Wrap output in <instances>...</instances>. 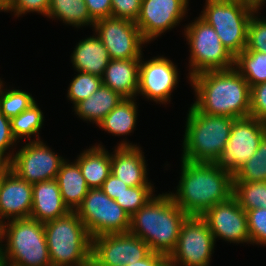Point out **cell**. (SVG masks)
<instances>
[{"label":"cell","instance_id":"cell-41","mask_svg":"<svg viewBox=\"0 0 266 266\" xmlns=\"http://www.w3.org/2000/svg\"><path fill=\"white\" fill-rule=\"evenodd\" d=\"M91 266H117V265H107L102 264L93 254L90 259ZM119 266H169V259L167 255L150 252L144 259L139 260L135 263Z\"/></svg>","mask_w":266,"mask_h":266},{"label":"cell","instance_id":"cell-27","mask_svg":"<svg viewBox=\"0 0 266 266\" xmlns=\"http://www.w3.org/2000/svg\"><path fill=\"white\" fill-rule=\"evenodd\" d=\"M47 17L79 28L95 23L84 0H51Z\"/></svg>","mask_w":266,"mask_h":266},{"label":"cell","instance_id":"cell-44","mask_svg":"<svg viewBox=\"0 0 266 266\" xmlns=\"http://www.w3.org/2000/svg\"><path fill=\"white\" fill-rule=\"evenodd\" d=\"M10 170V161L5 157H0V180Z\"/></svg>","mask_w":266,"mask_h":266},{"label":"cell","instance_id":"cell-28","mask_svg":"<svg viewBox=\"0 0 266 266\" xmlns=\"http://www.w3.org/2000/svg\"><path fill=\"white\" fill-rule=\"evenodd\" d=\"M234 68L250 87L266 82V53L243 50L235 57Z\"/></svg>","mask_w":266,"mask_h":266},{"label":"cell","instance_id":"cell-25","mask_svg":"<svg viewBox=\"0 0 266 266\" xmlns=\"http://www.w3.org/2000/svg\"><path fill=\"white\" fill-rule=\"evenodd\" d=\"M124 99L109 87L101 85L89 98L73 108L78 117L98 125Z\"/></svg>","mask_w":266,"mask_h":266},{"label":"cell","instance_id":"cell-17","mask_svg":"<svg viewBox=\"0 0 266 266\" xmlns=\"http://www.w3.org/2000/svg\"><path fill=\"white\" fill-rule=\"evenodd\" d=\"M214 240L222 238L230 243H250L247 213L232 196L209 208L202 216Z\"/></svg>","mask_w":266,"mask_h":266},{"label":"cell","instance_id":"cell-1","mask_svg":"<svg viewBox=\"0 0 266 266\" xmlns=\"http://www.w3.org/2000/svg\"><path fill=\"white\" fill-rule=\"evenodd\" d=\"M181 176L174 202L188 216H202L233 196V175L216 163L181 160Z\"/></svg>","mask_w":266,"mask_h":266},{"label":"cell","instance_id":"cell-12","mask_svg":"<svg viewBox=\"0 0 266 266\" xmlns=\"http://www.w3.org/2000/svg\"><path fill=\"white\" fill-rule=\"evenodd\" d=\"M93 29L110 59H140L142 46L148 43L136 23L127 19H101L94 23Z\"/></svg>","mask_w":266,"mask_h":266},{"label":"cell","instance_id":"cell-37","mask_svg":"<svg viewBox=\"0 0 266 266\" xmlns=\"http://www.w3.org/2000/svg\"><path fill=\"white\" fill-rule=\"evenodd\" d=\"M111 17L137 21L142 0H111Z\"/></svg>","mask_w":266,"mask_h":266},{"label":"cell","instance_id":"cell-19","mask_svg":"<svg viewBox=\"0 0 266 266\" xmlns=\"http://www.w3.org/2000/svg\"><path fill=\"white\" fill-rule=\"evenodd\" d=\"M111 152V173L129 187L152 186L147 178L144 154L137 144L121 141Z\"/></svg>","mask_w":266,"mask_h":266},{"label":"cell","instance_id":"cell-46","mask_svg":"<svg viewBox=\"0 0 266 266\" xmlns=\"http://www.w3.org/2000/svg\"><path fill=\"white\" fill-rule=\"evenodd\" d=\"M265 1H266V0H260V1L256 4V7L258 8V10L261 9L260 7H261L262 5H264V3H266Z\"/></svg>","mask_w":266,"mask_h":266},{"label":"cell","instance_id":"cell-42","mask_svg":"<svg viewBox=\"0 0 266 266\" xmlns=\"http://www.w3.org/2000/svg\"><path fill=\"white\" fill-rule=\"evenodd\" d=\"M91 18L96 22L111 17V0H84Z\"/></svg>","mask_w":266,"mask_h":266},{"label":"cell","instance_id":"cell-6","mask_svg":"<svg viewBox=\"0 0 266 266\" xmlns=\"http://www.w3.org/2000/svg\"><path fill=\"white\" fill-rule=\"evenodd\" d=\"M52 266H89L92 237L75 211L44 223Z\"/></svg>","mask_w":266,"mask_h":266},{"label":"cell","instance_id":"cell-4","mask_svg":"<svg viewBox=\"0 0 266 266\" xmlns=\"http://www.w3.org/2000/svg\"><path fill=\"white\" fill-rule=\"evenodd\" d=\"M4 240L6 244L1 243ZM0 243V266H52L44 224L35 219L5 221Z\"/></svg>","mask_w":266,"mask_h":266},{"label":"cell","instance_id":"cell-36","mask_svg":"<svg viewBox=\"0 0 266 266\" xmlns=\"http://www.w3.org/2000/svg\"><path fill=\"white\" fill-rule=\"evenodd\" d=\"M250 244L266 245V209L246 211Z\"/></svg>","mask_w":266,"mask_h":266},{"label":"cell","instance_id":"cell-39","mask_svg":"<svg viewBox=\"0 0 266 266\" xmlns=\"http://www.w3.org/2000/svg\"><path fill=\"white\" fill-rule=\"evenodd\" d=\"M51 0H15L8 11L14 12L15 16H21L29 12H36L44 16L48 15Z\"/></svg>","mask_w":266,"mask_h":266},{"label":"cell","instance_id":"cell-34","mask_svg":"<svg viewBox=\"0 0 266 266\" xmlns=\"http://www.w3.org/2000/svg\"><path fill=\"white\" fill-rule=\"evenodd\" d=\"M153 186L128 187L115 201L131 217L154 196Z\"/></svg>","mask_w":266,"mask_h":266},{"label":"cell","instance_id":"cell-45","mask_svg":"<svg viewBox=\"0 0 266 266\" xmlns=\"http://www.w3.org/2000/svg\"><path fill=\"white\" fill-rule=\"evenodd\" d=\"M8 9L9 6L3 0H0V11L9 12Z\"/></svg>","mask_w":266,"mask_h":266},{"label":"cell","instance_id":"cell-21","mask_svg":"<svg viewBox=\"0 0 266 266\" xmlns=\"http://www.w3.org/2000/svg\"><path fill=\"white\" fill-rule=\"evenodd\" d=\"M140 59H110L102 76V85L123 98H136L139 87Z\"/></svg>","mask_w":266,"mask_h":266},{"label":"cell","instance_id":"cell-11","mask_svg":"<svg viewBox=\"0 0 266 266\" xmlns=\"http://www.w3.org/2000/svg\"><path fill=\"white\" fill-rule=\"evenodd\" d=\"M266 123L252 116L236 118L230 137L216 164L234 175L257 151Z\"/></svg>","mask_w":266,"mask_h":266},{"label":"cell","instance_id":"cell-35","mask_svg":"<svg viewBox=\"0 0 266 266\" xmlns=\"http://www.w3.org/2000/svg\"><path fill=\"white\" fill-rule=\"evenodd\" d=\"M253 13L247 29V43L245 50L266 53V19Z\"/></svg>","mask_w":266,"mask_h":266},{"label":"cell","instance_id":"cell-43","mask_svg":"<svg viewBox=\"0 0 266 266\" xmlns=\"http://www.w3.org/2000/svg\"><path fill=\"white\" fill-rule=\"evenodd\" d=\"M129 186L122 182L112 173L109 174L108 178L103 182L101 190L111 199H116L120 196Z\"/></svg>","mask_w":266,"mask_h":266},{"label":"cell","instance_id":"cell-40","mask_svg":"<svg viewBox=\"0 0 266 266\" xmlns=\"http://www.w3.org/2000/svg\"><path fill=\"white\" fill-rule=\"evenodd\" d=\"M16 142L17 141L15 140L11 132V120L5 117L0 111V157H5L9 161H11L14 155V149L12 150V153L9 151V149L13 145H17Z\"/></svg>","mask_w":266,"mask_h":266},{"label":"cell","instance_id":"cell-23","mask_svg":"<svg viewBox=\"0 0 266 266\" xmlns=\"http://www.w3.org/2000/svg\"><path fill=\"white\" fill-rule=\"evenodd\" d=\"M75 161L90 189L101 188L111 173V154L101 144L84 150Z\"/></svg>","mask_w":266,"mask_h":266},{"label":"cell","instance_id":"cell-8","mask_svg":"<svg viewBox=\"0 0 266 266\" xmlns=\"http://www.w3.org/2000/svg\"><path fill=\"white\" fill-rule=\"evenodd\" d=\"M184 32L190 46L188 78L206 71L234 68L235 57L222 44L214 28L200 16L189 23Z\"/></svg>","mask_w":266,"mask_h":266},{"label":"cell","instance_id":"cell-9","mask_svg":"<svg viewBox=\"0 0 266 266\" xmlns=\"http://www.w3.org/2000/svg\"><path fill=\"white\" fill-rule=\"evenodd\" d=\"M92 238L102 234L127 233L130 216L101 188L89 189L75 211Z\"/></svg>","mask_w":266,"mask_h":266},{"label":"cell","instance_id":"cell-7","mask_svg":"<svg viewBox=\"0 0 266 266\" xmlns=\"http://www.w3.org/2000/svg\"><path fill=\"white\" fill-rule=\"evenodd\" d=\"M200 17L214 28L222 44L236 57L246 48L250 18L258 10L248 0H206Z\"/></svg>","mask_w":266,"mask_h":266},{"label":"cell","instance_id":"cell-13","mask_svg":"<svg viewBox=\"0 0 266 266\" xmlns=\"http://www.w3.org/2000/svg\"><path fill=\"white\" fill-rule=\"evenodd\" d=\"M63 157L57 155L44 142L29 141L13 155L12 170L20 179L30 184L56 179Z\"/></svg>","mask_w":266,"mask_h":266},{"label":"cell","instance_id":"cell-20","mask_svg":"<svg viewBox=\"0 0 266 266\" xmlns=\"http://www.w3.org/2000/svg\"><path fill=\"white\" fill-rule=\"evenodd\" d=\"M32 190L30 218L44 224L70 212L63 201L56 179L35 183Z\"/></svg>","mask_w":266,"mask_h":266},{"label":"cell","instance_id":"cell-18","mask_svg":"<svg viewBox=\"0 0 266 266\" xmlns=\"http://www.w3.org/2000/svg\"><path fill=\"white\" fill-rule=\"evenodd\" d=\"M32 184L20 179L9 170L0 180V227L4 219L30 217L32 210Z\"/></svg>","mask_w":266,"mask_h":266},{"label":"cell","instance_id":"cell-22","mask_svg":"<svg viewBox=\"0 0 266 266\" xmlns=\"http://www.w3.org/2000/svg\"><path fill=\"white\" fill-rule=\"evenodd\" d=\"M71 56L74 69L102 77L110 61L106 47L96 34L80 40Z\"/></svg>","mask_w":266,"mask_h":266},{"label":"cell","instance_id":"cell-32","mask_svg":"<svg viewBox=\"0 0 266 266\" xmlns=\"http://www.w3.org/2000/svg\"><path fill=\"white\" fill-rule=\"evenodd\" d=\"M36 101L30 93L19 89H2L0 94V111L12 119L27 110Z\"/></svg>","mask_w":266,"mask_h":266},{"label":"cell","instance_id":"cell-47","mask_svg":"<svg viewBox=\"0 0 266 266\" xmlns=\"http://www.w3.org/2000/svg\"><path fill=\"white\" fill-rule=\"evenodd\" d=\"M8 6H10L15 0H3Z\"/></svg>","mask_w":266,"mask_h":266},{"label":"cell","instance_id":"cell-10","mask_svg":"<svg viewBox=\"0 0 266 266\" xmlns=\"http://www.w3.org/2000/svg\"><path fill=\"white\" fill-rule=\"evenodd\" d=\"M215 240L201 216H187L182 222L169 266H209Z\"/></svg>","mask_w":266,"mask_h":266},{"label":"cell","instance_id":"cell-30","mask_svg":"<svg viewBox=\"0 0 266 266\" xmlns=\"http://www.w3.org/2000/svg\"><path fill=\"white\" fill-rule=\"evenodd\" d=\"M233 197L245 211L266 209V181L233 182Z\"/></svg>","mask_w":266,"mask_h":266},{"label":"cell","instance_id":"cell-5","mask_svg":"<svg viewBox=\"0 0 266 266\" xmlns=\"http://www.w3.org/2000/svg\"><path fill=\"white\" fill-rule=\"evenodd\" d=\"M235 119L205 114L192 104L187 114L181 159L216 163L228 142Z\"/></svg>","mask_w":266,"mask_h":266},{"label":"cell","instance_id":"cell-16","mask_svg":"<svg viewBox=\"0 0 266 266\" xmlns=\"http://www.w3.org/2000/svg\"><path fill=\"white\" fill-rule=\"evenodd\" d=\"M150 252L148 244L129 232L102 234L92 238V254L102 264H131L144 259Z\"/></svg>","mask_w":266,"mask_h":266},{"label":"cell","instance_id":"cell-15","mask_svg":"<svg viewBox=\"0 0 266 266\" xmlns=\"http://www.w3.org/2000/svg\"><path fill=\"white\" fill-rule=\"evenodd\" d=\"M189 0H142L135 22L142 37L150 42L184 19Z\"/></svg>","mask_w":266,"mask_h":266},{"label":"cell","instance_id":"cell-26","mask_svg":"<svg viewBox=\"0 0 266 266\" xmlns=\"http://www.w3.org/2000/svg\"><path fill=\"white\" fill-rule=\"evenodd\" d=\"M134 98H124L98 124L99 128L113 135H129L136 126L138 106Z\"/></svg>","mask_w":266,"mask_h":266},{"label":"cell","instance_id":"cell-2","mask_svg":"<svg viewBox=\"0 0 266 266\" xmlns=\"http://www.w3.org/2000/svg\"><path fill=\"white\" fill-rule=\"evenodd\" d=\"M195 92L193 105L208 115L250 116L251 87L235 69L206 71L189 78Z\"/></svg>","mask_w":266,"mask_h":266},{"label":"cell","instance_id":"cell-14","mask_svg":"<svg viewBox=\"0 0 266 266\" xmlns=\"http://www.w3.org/2000/svg\"><path fill=\"white\" fill-rule=\"evenodd\" d=\"M140 58L139 87L137 96L143 95L156 103L170 102V96L178 84V71L176 65L167 57L158 56L143 61Z\"/></svg>","mask_w":266,"mask_h":266},{"label":"cell","instance_id":"cell-33","mask_svg":"<svg viewBox=\"0 0 266 266\" xmlns=\"http://www.w3.org/2000/svg\"><path fill=\"white\" fill-rule=\"evenodd\" d=\"M78 74L70 82L67 97L75 106L89 98L102 85V77L77 71Z\"/></svg>","mask_w":266,"mask_h":266},{"label":"cell","instance_id":"cell-38","mask_svg":"<svg viewBox=\"0 0 266 266\" xmlns=\"http://www.w3.org/2000/svg\"><path fill=\"white\" fill-rule=\"evenodd\" d=\"M250 116L266 123V82L251 87Z\"/></svg>","mask_w":266,"mask_h":266},{"label":"cell","instance_id":"cell-29","mask_svg":"<svg viewBox=\"0 0 266 266\" xmlns=\"http://www.w3.org/2000/svg\"><path fill=\"white\" fill-rule=\"evenodd\" d=\"M43 112L37 105L33 103L27 110L11 119V132L15 140L29 138L31 141H40L39 131L44 121ZM36 136L35 140L31 136ZM23 137V138H22Z\"/></svg>","mask_w":266,"mask_h":266},{"label":"cell","instance_id":"cell-49","mask_svg":"<svg viewBox=\"0 0 266 266\" xmlns=\"http://www.w3.org/2000/svg\"><path fill=\"white\" fill-rule=\"evenodd\" d=\"M248 1H250V2H252L254 4H257L260 0H248Z\"/></svg>","mask_w":266,"mask_h":266},{"label":"cell","instance_id":"cell-48","mask_svg":"<svg viewBox=\"0 0 266 266\" xmlns=\"http://www.w3.org/2000/svg\"><path fill=\"white\" fill-rule=\"evenodd\" d=\"M3 88H4V83L1 81V78H0V94Z\"/></svg>","mask_w":266,"mask_h":266},{"label":"cell","instance_id":"cell-3","mask_svg":"<svg viewBox=\"0 0 266 266\" xmlns=\"http://www.w3.org/2000/svg\"><path fill=\"white\" fill-rule=\"evenodd\" d=\"M187 216L170 193L154 195L130 217L128 232L141 238L152 252L169 257L175 250L182 222Z\"/></svg>","mask_w":266,"mask_h":266},{"label":"cell","instance_id":"cell-31","mask_svg":"<svg viewBox=\"0 0 266 266\" xmlns=\"http://www.w3.org/2000/svg\"><path fill=\"white\" fill-rule=\"evenodd\" d=\"M233 182L266 181V134L255 154L233 175Z\"/></svg>","mask_w":266,"mask_h":266},{"label":"cell","instance_id":"cell-24","mask_svg":"<svg viewBox=\"0 0 266 266\" xmlns=\"http://www.w3.org/2000/svg\"><path fill=\"white\" fill-rule=\"evenodd\" d=\"M56 181L65 205L70 211H76L90 189L78 163L65 160L57 173Z\"/></svg>","mask_w":266,"mask_h":266}]
</instances>
